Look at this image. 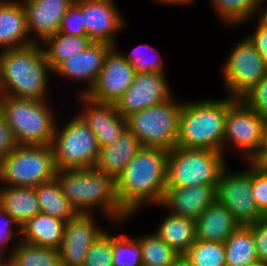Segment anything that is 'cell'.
I'll use <instances>...</instances> for the list:
<instances>
[{"label":"cell","instance_id":"obj_44","mask_svg":"<svg viewBox=\"0 0 267 266\" xmlns=\"http://www.w3.org/2000/svg\"><path fill=\"white\" fill-rule=\"evenodd\" d=\"M253 162L260 168L267 170V134L261 152Z\"/></svg>","mask_w":267,"mask_h":266},{"label":"cell","instance_id":"obj_11","mask_svg":"<svg viewBox=\"0 0 267 266\" xmlns=\"http://www.w3.org/2000/svg\"><path fill=\"white\" fill-rule=\"evenodd\" d=\"M223 66L225 91L235 99H241L267 74L263 57L247 37L234 45Z\"/></svg>","mask_w":267,"mask_h":266},{"label":"cell","instance_id":"obj_16","mask_svg":"<svg viewBox=\"0 0 267 266\" xmlns=\"http://www.w3.org/2000/svg\"><path fill=\"white\" fill-rule=\"evenodd\" d=\"M92 214H77L65 223L59 253L61 264L82 266L88 249L105 229L96 224Z\"/></svg>","mask_w":267,"mask_h":266},{"label":"cell","instance_id":"obj_32","mask_svg":"<svg viewBox=\"0 0 267 266\" xmlns=\"http://www.w3.org/2000/svg\"><path fill=\"white\" fill-rule=\"evenodd\" d=\"M137 239L141 242L143 266H170L179 255L160 239L155 232Z\"/></svg>","mask_w":267,"mask_h":266},{"label":"cell","instance_id":"obj_7","mask_svg":"<svg viewBox=\"0 0 267 266\" xmlns=\"http://www.w3.org/2000/svg\"><path fill=\"white\" fill-rule=\"evenodd\" d=\"M56 172L52 145H16L0 161L4 186L35 187L55 179Z\"/></svg>","mask_w":267,"mask_h":266},{"label":"cell","instance_id":"obj_34","mask_svg":"<svg viewBox=\"0 0 267 266\" xmlns=\"http://www.w3.org/2000/svg\"><path fill=\"white\" fill-rule=\"evenodd\" d=\"M113 266H143L141 242L135 237L112 234Z\"/></svg>","mask_w":267,"mask_h":266},{"label":"cell","instance_id":"obj_28","mask_svg":"<svg viewBox=\"0 0 267 266\" xmlns=\"http://www.w3.org/2000/svg\"><path fill=\"white\" fill-rule=\"evenodd\" d=\"M35 191L41 213L65 222L73 219L78 214L62 193L56 178L35 186Z\"/></svg>","mask_w":267,"mask_h":266},{"label":"cell","instance_id":"obj_8","mask_svg":"<svg viewBox=\"0 0 267 266\" xmlns=\"http://www.w3.org/2000/svg\"><path fill=\"white\" fill-rule=\"evenodd\" d=\"M173 98L126 117L127 129L143 147L171 150L176 146L183 103Z\"/></svg>","mask_w":267,"mask_h":266},{"label":"cell","instance_id":"obj_42","mask_svg":"<svg viewBox=\"0 0 267 266\" xmlns=\"http://www.w3.org/2000/svg\"><path fill=\"white\" fill-rule=\"evenodd\" d=\"M16 145L12 130L0 114V161L12 152Z\"/></svg>","mask_w":267,"mask_h":266},{"label":"cell","instance_id":"obj_19","mask_svg":"<svg viewBox=\"0 0 267 266\" xmlns=\"http://www.w3.org/2000/svg\"><path fill=\"white\" fill-rule=\"evenodd\" d=\"M112 47L107 43L92 42L84 51L64 61L53 73L72 81L88 82L87 89L79 93L85 95L94 86L104 65L106 54Z\"/></svg>","mask_w":267,"mask_h":266},{"label":"cell","instance_id":"obj_3","mask_svg":"<svg viewBox=\"0 0 267 266\" xmlns=\"http://www.w3.org/2000/svg\"><path fill=\"white\" fill-rule=\"evenodd\" d=\"M49 72L39 43L0 51V95L47 100Z\"/></svg>","mask_w":267,"mask_h":266},{"label":"cell","instance_id":"obj_4","mask_svg":"<svg viewBox=\"0 0 267 266\" xmlns=\"http://www.w3.org/2000/svg\"><path fill=\"white\" fill-rule=\"evenodd\" d=\"M235 98L183 102L176 146L223 153V137L228 107Z\"/></svg>","mask_w":267,"mask_h":266},{"label":"cell","instance_id":"obj_13","mask_svg":"<svg viewBox=\"0 0 267 266\" xmlns=\"http://www.w3.org/2000/svg\"><path fill=\"white\" fill-rule=\"evenodd\" d=\"M135 75L134 67L113 46L106 54L94 86L85 95L96 102L116 104L131 86Z\"/></svg>","mask_w":267,"mask_h":266},{"label":"cell","instance_id":"obj_18","mask_svg":"<svg viewBox=\"0 0 267 266\" xmlns=\"http://www.w3.org/2000/svg\"><path fill=\"white\" fill-rule=\"evenodd\" d=\"M75 0H23L28 31L37 35L33 42H43L59 32L64 16ZM40 39H35V38ZM35 39V40H34ZM42 40V41H41Z\"/></svg>","mask_w":267,"mask_h":266},{"label":"cell","instance_id":"obj_40","mask_svg":"<svg viewBox=\"0 0 267 266\" xmlns=\"http://www.w3.org/2000/svg\"><path fill=\"white\" fill-rule=\"evenodd\" d=\"M260 262H267V217L248 224Z\"/></svg>","mask_w":267,"mask_h":266},{"label":"cell","instance_id":"obj_36","mask_svg":"<svg viewBox=\"0 0 267 266\" xmlns=\"http://www.w3.org/2000/svg\"><path fill=\"white\" fill-rule=\"evenodd\" d=\"M144 47L149 49V55L143 52L144 50L142 49H145ZM141 50L142 52H140ZM153 51H155V49L152 46L142 44L135 47L130 54H123V56L134 67L136 73H164L165 70H163V61L160 55L155 54L154 58H151V56H153Z\"/></svg>","mask_w":267,"mask_h":266},{"label":"cell","instance_id":"obj_30","mask_svg":"<svg viewBox=\"0 0 267 266\" xmlns=\"http://www.w3.org/2000/svg\"><path fill=\"white\" fill-rule=\"evenodd\" d=\"M16 245L8 256V262L11 266L61 265L58 248L26 243L22 240Z\"/></svg>","mask_w":267,"mask_h":266},{"label":"cell","instance_id":"obj_15","mask_svg":"<svg viewBox=\"0 0 267 266\" xmlns=\"http://www.w3.org/2000/svg\"><path fill=\"white\" fill-rule=\"evenodd\" d=\"M81 9L86 36L116 47L115 35L125 26L114 0H75Z\"/></svg>","mask_w":267,"mask_h":266},{"label":"cell","instance_id":"obj_35","mask_svg":"<svg viewBox=\"0 0 267 266\" xmlns=\"http://www.w3.org/2000/svg\"><path fill=\"white\" fill-rule=\"evenodd\" d=\"M112 234L104 231L92 243L82 266H113Z\"/></svg>","mask_w":267,"mask_h":266},{"label":"cell","instance_id":"obj_17","mask_svg":"<svg viewBox=\"0 0 267 266\" xmlns=\"http://www.w3.org/2000/svg\"><path fill=\"white\" fill-rule=\"evenodd\" d=\"M79 98L85 108L78 115L94 132L100 148L112 144L127 129L126 118L120 115L115 104L96 102L86 95Z\"/></svg>","mask_w":267,"mask_h":266},{"label":"cell","instance_id":"obj_6","mask_svg":"<svg viewBox=\"0 0 267 266\" xmlns=\"http://www.w3.org/2000/svg\"><path fill=\"white\" fill-rule=\"evenodd\" d=\"M225 154L175 146L168 150L166 189L197 185L217 186L227 167Z\"/></svg>","mask_w":267,"mask_h":266},{"label":"cell","instance_id":"obj_22","mask_svg":"<svg viewBox=\"0 0 267 266\" xmlns=\"http://www.w3.org/2000/svg\"><path fill=\"white\" fill-rule=\"evenodd\" d=\"M142 147L138 138L126 129L112 144L100 148L94 168L117 180Z\"/></svg>","mask_w":267,"mask_h":266},{"label":"cell","instance_id":"obj_48","mask_svg":"<svg viewBox=\"0 0 267 266\" xmlns=\"http://www.w3.org/2000/svg\"><path fill=\"white\" fill-rule=\"evenodd\" d=\"M8 261V257H4V253L0 250V266L4 265Z\"/></svg>","mask_w":267,"mask_h":266},{"label":"cell","instance_id":"obj_9","mask_svg":"<svg viewBox=\"0 0 267 266\" xmlns=\"http://www.w3.org/2000/svg\"><path fill=\"white\" fill-rule=\"evenodd\" d=\"M62 126L56 123L52 141L57 170L94 168L100 150L94 132L79 115Z\"/></svg>","mask_w":267,"mask_h":266},{"label":"cell","instance_id":"obj_31","mask_svg":"<svg viewBox=\"0 0 267 266\" xmlns=\"http://www.w3.org/2000/svg\"><path fill=\"white\" fill-rule=\"evenodd\" d=\"M216 13L227 26L246 22L260 10V0H210Z\"/></svg>","mask_w":267,"mask_h":266},{"label":"cell","instance_id":"obj_47","mask_svg":"<svg viewBox=\"0 0 267 266\" xmlns=\"http://www.w3.org/2000/svg\"><path fill=\"white\" fill-rule=\"evenodd\" d=\"M155 2H159L160 3H166L168 5L172 4V5H190L192 2H194L195 0H154Z\"/></svg>","mask_w":267,"mask_h":266},{"label":"cell","instance_id":"obj_1","mask_svg":"<svg viewBox=\"0 0 267 266\" xmlns=\"http://www.w3.org/2000/svg\"><path fill=\"white\" fill-rule=\"evenodd\" d=\"M168 150L142 147L116 180L123 209L132 216L147 204L160 205L166 190Z\"/></svg>","mask_w":267,"mask_h":266},{"label":"cell","instance_id":"obj_10","mask_svg":"<svg viewBox=\"0 0 267 266\" xmlns=\"http://www.w3.org/2000/svg\"><path fill=\"white\" fill-rule=\"evenodd\" d=\"M266 134L267 121L241 99H236L227 109L223 154L227 143L232 142L243 152L245 162H253L261 152Z\"/></svg>","mask_w":267,"mask_h":266},{"label":"cell","instance_id":"obj_26","mask_svg":"<svg viewBox=\"0 0 267 266\" xmlns=\"http://www.w3.org/2000/svg\"><path fill=\"white\" fill-rule=\"evenodd\" d=\"M155 233L177 253L184 254L196 241L195 220L169 213Z\"/></svg>","mask_w":267,"mask_h":266},{"label":"cell","instance_id":"obj_20","mask_svg":"<svg viewBox=\"0 0 267 266\" xmlns=\"http://www.w3.org/2000/svg\"><path fill=\"white\" fill-rule=\"evenodd\" d=\"M216 200V186L197 185L166 189L160 205L170 208L173 215L195 220Z\"/></svg>","mask_w":267,"mask_h":266},{"label":"cell","instance_id":"obj_21","mask_svg":"<svg viewBox=\"0 0 267 266\" xmlns=\"http://www.w3.org/2000/svg\"><path fill=\"white\" fill-rule=\"evenodd\" d=\"M26 11L22 1L0 0V48L3 50L32 45Z\"/></svg>","mask_w":267,"mask_h":266},{"label":"cell","instance_id":"obj_39","mask_svg":"<svg viewBox=\"0 0 267 266\" xmlns=\"http://www.w3.org/2000/svg\"><path fill=\"white\" fill-rule=\"evenodd\" d=\"M60 33L74 36H86V29L81 9L73 3L63 18Z\"/></svg>","mask_w":267,"mask_h":266},{"label":"cell","instance_id":"obj_29","mask_svg":"<svg viewBox=\"0 0 267 266\" xmlns=\"http://www.w3.org/2000/svg\"><path fill=\"white\" fill-rule=\"evenodd\" d=\"M226 266H246L259 262L253 234L248 225H240L225 241Z\"/></svg>","mask_w":267,"mask_h":266},{"label":"cell","instance_id":"obj_37","mask_svg":"<svg viewBox=\"0 0 267 266\" xmlns=\"http://www.w3.org/2000/svg\"><path fill=\"white\" fill-rule=\"evenodd\" d=\"M251 184L258 209L267 216V170L251 162Z\"/></svg>","mask_w":267,"mask_h":266},{"label":"cell","instance_id":"obj_12","mask_svg":"<svg viewBox=\"0 0 267 266\" xmlns=\"http://www.w3.org/2000/svg\"><path fill=\"white\" fill-rule=\"evenodd\" d=\"M247 163L248 170L233 174L225 168L216 186L217 201L232 213L240 225H248L266 217L254 200L251 162Z\"/></svg>","mask_w":267,"mask_h":266},{"label":"cell","instance_id":"obj_49","mask_svg":"<svg viewBox=\"0 0 267 266\" xmlns=\"http://www.w3.org/2000/svg\"><path fill=\"white\" fill-rule=\"evenodd\" d=\"M246 266H267V262H257V263H252Z\"/></svg>","mask_w":267,"mask_h":266},{"label":"cell","instance_id":"obj_24","mask_svg":"<svg viewBox=\"0 0 267 266\" xmlns=\"http://www.w3.org/2000/svg\"><path fill=\"white\" fill-rule=\"evenodd\" d=\"M0 206L20 227L41 213L35 187L6 186L0 189Z\"/></svg>","mask_w":267,"mask_h":266},{"label":"cell","instance_id":"obj_5","mask_svg":"<svg viewBox=\"0 0 267 266\" xmlns=\"http://www.w3.org/2000/svg\"><path fill=\"white\" fill-rule=\"evenodd\" d=\"M0 114L17 145H52L57 122L46 100L0 95Z\"/></svg>","mask_w":267,"mask_h":266},{"label":"cell","instance_id":"obj_14","mask_svg":"<svg viewBox=\"0 0 267 266\" xmlns=\"http://www.w3.org/2000/svg\"><path fill=\"white\" fill-rule=\"evenodd\" d=\"M172 97L165 73H136L129 89L116 102L122 117L158 105Z\"/></svg>","mask_w":267,"mask_h":266},{"label":"cell","instance_id":"obj_46","mask_svg":"<svg viewBox=\"0 0 267 266\" xmlns=\"http://www.w3.org/2000/svg\"><path fill=\"white\" fill-rule=\"evenodd\" d=\"M265 1L266 0H260V10L263 8L264 10H261V11H259L260 13H258L257 15H259L260 16V18H259V22L260 23H262L265 27H267V5L265 4ZM264 2V3H263ZM262 4H265V7H262V6H264V5H262Z\"/></svg>","mask_w":267,"mask_h":266},{"label":"cell","instance_id":"obj_43","mask_svg":"<svg viewBox=\"0 0 267 266\" xmlns=\"http://www.w3.org/2000/svg\"><path fill=\"white\" fill-rule=\"evenodd\" d=\"M263 57L267 65V27L258 21L255 31L247 37Z\"/></svg>","mask_w":267,"mask_h":266},{"label":"cell","instance_id":"obj_41","mask_svg":"<svg viewBox=\"0 0 267 266\" xmlns=\"http://www.w3.org/2000/svg\"><path fill=\"white\" fill-rule=\"evenodd\" d=\"M13 227H15V229L18 228V233H16V235H21V227L19 224L0 206V250L2 252L14 236L15 232L12 231Z\"/></svg>","mask_w":267,"mask_h":266},{"label":"cell","instance_id":"obj_25","mask_svg":"<svg viewBox=\"0 0 267 266\" xmlns=\"http://www.w3.org/2000/svg\"><path fill=\"white\" fill-rule=\"evenodd\" d=\"M65 223L50 215L39 213L21 226V240L26 243L59 248L63 240Z\"/></svg>","mask_w":267,"mask_h":266},{"label":"cell","instance_id":"obj_45","mask_svg":"<svg viewBox=\"0 0 267 266\" xmlns=\"http://www.w3.org/2000/svg\"><path fill=\"white\" fill-rule=\"evenodd\" d=\"M170 266H191L189 259L184 254H179Z\"/></svg>","mask_w":267,"mask_h":266},{"label":"cell","instance_id":"obj_27","mask_svg":"<svg viewBox=\"0 0 267 266\" xmlns=\"http://www.w3.org/2000/svg\"><path fill=\"white\" fill-rule=\"evenodd\" d=\"M42 47L46 61L53 72L68 58L84 51L93 41L87 36H74L57 32L44 41Z\"/></svg>","mask_w":267,"mask_h":266},{"label":"cell","instance_id":"obj_38","mask_svg":"<svg viewBox=\"0 0 267 266\" xmlns=\"http://www.w3.org/2000/svg\"><path fill=\"white\" fill-rule=\"evenodd\" d=\"M241 100L267 121V74Z\"/></svg>","mask_w":267,"mask_h":266},{"label":"cell","instance_id":"obj_23","mask_svg":"<svg viewBox=\"0 0 267 266\" xmlns=\"http://www.w3.org/2000/svg\"><path fill=\"white\" fill-rule=\"evenodd\" d=\"M239 226L232 213L216 200L195 219L196 239L225 243Z\"/></svg>","mask_w":267,"mask_h":266},{"label":"cell","instance_id":"obj_2","mask_svg":"<svg viewBox=\"0 0 267 266\" xmlns=\"http://www.w3.org/2000/svg\"><path fill=\"white\" fill-rule=\"evenodd\" d=\"M55 178L78 214H92L98 208L118 224L130 217L118 200L116 180L110 175L95 168L63 169L57 170Z\"/></svg>","mask_w":267,"mask_h":266},{"label":"cell","instance_id":"obj_33","mask_svg":"<svg viewBox=\"0 0 267 266\" xmlns=\"http://www.w3.org/2000/svg\"><path fill=\"white\" fill-rule=\"evenodd\" d=\"M191 266H226L224 243L198 240L184 253Z\"/></svg>","mask_w":267,"mask_h":266}]
</instances>
